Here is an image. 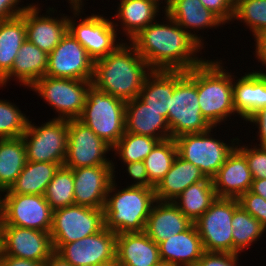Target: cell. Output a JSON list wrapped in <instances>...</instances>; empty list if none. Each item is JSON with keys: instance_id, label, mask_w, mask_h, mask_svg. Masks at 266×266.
Instances as JSON below:
<instances>
[{"instance_id": "1", "label": "cell", "mask_w": 266, "mask_h": 266, "mask_svg": "<svg viewBox=\"0 0 266 266\" xmlns=\"http://www.w3.org/2000/svg\"><path fill=\"white\" fill-rule=\"evenodd\" d=\"M163 14V23L156 20L129 42L152 70L189 71L201 65L206 58H199L197 54L202 53L203 47L166 13Z\"/></svg>"}, {"instance_id": "2", "label": "cell", "mask_w": 266, "mask_h": 266, "mask_svg": "<svg viewBox=\"0 0 266 266\" xmlns=\"http://www.w3.org/2000/svg\"><path fill=\"white\" fill-rule=\"evenodd\" d=\"M128 41L115 51L94 61L92 85L124 101L139 97L147 75V62Z\"/></svg>"}, {"instance_id": "3", "label": "cell", "mask_w": 266, "mask_h": 266, "mask_svg": "<svg viewBox=\"0 0 266 266\" xmlns=\"http://www.w3.org/2000/svg\"><path fill=\"white\" fill-rule=\"evenodd\" d=\"M112 181L104 207L105 228L116 234L143 232L156 201L155 188L126 186L117 189Z\"/></svg>"}, {"instance_id": "4", "label": "cell", "mask_w": 266, "mask_h": 266, "mask_svg": "<svg viewBox=\"0 0 266 266\" xmlns=\"http://www.w3.org/2000/svg\"><path fill=\"white\" fill-rule=\"evenodd\" d=\"M223 65V66H222ZM222 60H205L197 66V93L203 117L217 128L237 115L233 107V74ZM227 71V72H226Z\"/></svg>"}, {"instance_id": "5", "label": "cell", "mask_w": 266, "mask_h": 266, "mask_svg": "<svg viewBox=\"0 0 266 266\" xmlns=\"http://www.w3.org/2000/svg\"><path fill=\"white\" fill-rule=\"evenodd\" d=\"M126 101L91 85L79 121L113 147L125 133Z\"/></svg>"}, {"instance_id": "6", "label": "cell", "mask_w": 266, "mask_h": 266, "mask_svg": "<svg viewBox=\"0 0 266 266\" xmlns=\"http://www.w3.org/2000/svg\"><path fill=\"white\" fill-rule=\"evenodd\" d=\"M170 138L183 134L203 133L213 127L203 117L197 93V66L186 71L176 84L168 109Z\"/></svg>"}, {"instance_id": "7", "label": "cell", "mask_w": 266, "mask_h": 266, "mask_svg": "<svg viewBox=\"0 0 266 266\" xmlns=\"http://www.w3.org/2000/svg\"><path fill=\"white\" fill-rule=\"evenodd\" d=\"M213 127L207 132L183 134L174 138L177 155L197 166L206 178L212 179L228 156L236 148L238 137L229 140L231 143L213 136ZM236 143V144H235Z\"/></svg>"}, {"instance_id": "8", "label": "cell", "mask_w": 266, "mask_h": 266, "mask_svg": "<svg viewBox=\"0 0 266 266\" xmlns=\"http://www.w3.org/2000/svg\"><path fill=\"white\" fill-rule=\"evenodd\" d=\"M69 5L73 16H68V31L94 61L107 56L123 43V39L119 42L120 39L117 37L119 30L114 27L111 18L95 13L84 18L80 16L81 13L83 14L82 6L72 3ZM76 17L80 18L79 23Z\"/></svg>"}, {"instance_id": "9", "label": "cell", "mask_w": 266, "mask_h": 266, "mask_svg": "<svg viewBox=\"0 0 266 266\" xmlns=\"http://www.w3.org/2000/svg\"><path fill=\"white\" fill-rule=\"evenodd\" d=\"M92 81L44 76L30 89L57 111L55 119L75 120L81 116Z\"/></svg>"}, {"instance_id": "10", "label": "cell", "mask_w": 266, "mask_h": 266, "mask_svg": "<svg viewBox=\"0 0 266 266\" xmlns=\"http://www.w3.org/2000/svg\"><path fill=\"white\" fill-rule=\"evenodd\" d=\"M27 161L64 165L67 153L68 120L52 118L42 125L28 121L22 135Z\"/></svg>"}, {"instance_id": "11", "label": "cell", "mask_w": 266, "mask_h": 266, "mask_svg": "<svg viewBox=\"0 0 266 266\" xmlns=\"http://www.w3.org/2000/svg\"><path fill=\"white\" fill-rule=\"evenodd\" d=\"M239 206L234 198H219L194 222L204 251L233 253L232 217Z\"/></svg>"}, {"instance_id": "12", "label": "cell", "mask_w": 266, "mask_h": 266, "mask_svg": "<svg viewBox=\"0 0 266 266\" xmlns=\"http://www.w3.org/2000/svg\"><path fill=\"white\" fill-rule=\"evenodd\" d=\"M105 227L104 208L70 205L53 211L52 244H66L91 236Z\"/></svg>"}, {"instance_id": "13", "label": "cell", "mask_w": 266, "mask_h": 266, "mask_svg": "<svg viewBox=\"0 0 266 266\" xmlns=\"http://www.w3.org/2000/svg\"><path fill=\"white\" fill-rule=\"evenodd\" d=\"M2 194L0 225L51 232L53 210L44 195Z\"/></svg>"}, {"instance_id": "14", "label": "cell", "mask_w": 266, "mask_h": 266, "mask_svg": "<svg viewBox=\"0 0 266 266\" xmlns=\"http://www.w3.org/2000/svg\"><path fill=\"white\" fill-rule=\"evenodd\" d=\"M112 147L78 119L68 120L67 153L64 166L76 169L88 166L113 165L106 158Z\"/></svg>"}, {"instance_id": "15", "label": "cell", "mask_w": 266, "mask_h": 266, "mask_svg": "<svg viewBox=\"0 0 266 266\" xmlns=\"http://www.w3.org/2000/svg\"><path fill=\"white\" fill-rule=\"evenodd\" d=\"M54 252L50 233L0 225V256L45 262Z\"/></svg>"}, {"instance_id": "16", "label": "cell", "mask_w": 266, "mask_h": 266, "mask_svg": "<svg viewBox=\"0 0 266 266\" xmlns=\"http://www.w3.org/2000/svg\"><path fill=\"white\" fill-rule=\"evenodd\" d=\"M117 234L107 228L80 240L53 244L54 251L72 266H97L116 260Z\"/></svg>"}, {"instance_id": "17", "label": "cell", "mask_w": 266, "mask_h": 266, "mask_svg": "<svg viewBox=\"0 0 266 266\" xmlns=\"http://www.w3.org/2000/svg\"><path fill=\"white\" fill-rule=\"evenodd\" d=\"M94 60L69 31L48 56L46 76L92 81Z\"/></svg>"}, {"instance_id": "18", "label": "cell", "mask_w": 266, "mask_h": 266, "mask_svg": "<svg viewBox=\"0 0 266 266\" xmlns=\"http://www.w3.org/2000/svg\"><path fill=\"white\" fill-rule=\"evenodd\" d=\"M31 4L29 3L21 14L25 20L26 39L45 53L50 54L68 31V16L60 14L61 17H54L56 8L53 7H48L44 16L43 13L39 14L41 12L40 5Z\"/></svg>"}, {"instance_id": "19", "label": "cell", "mask_w": 266, "mask_h": 266, "mask_svg": "<svg viewBox=\"0 0 266 266\" xmlns=\"http://www.w3.org/2000/svg\"><path fill=\"white\" fill-rule=\"evenodd\" d=\"M88 166L72 169L76 205L104 208L109 187L114 180V165Z\"/></svg>"}, {"instance_id": "20", "label": "cell", "mask_w": 266, "mask_h": 266, "mask_svg": "<svg viewBox=\"0 0 266 266\" xmlns=\"http://www.w3.org/2000/svg\"><path fill=\"white\" fill-rule=\"evenodd\" d=\"M219 198L238 199L251 189L253 178L245 156L235 148L212 178Z\"/></svg>"}, {"instance_id": "21", "label": "cell", "mask_w": 266, "mask_h": 266, "mask_svg": "<svg viewBox=\"0 0 266 266\" xmlns=\"http://www.w3.org/2000/svg\"><path fill=\"white\" fill-rule=\"evenodd\" d=\"M116 261L119 266H158L159 246L144 231L117 234Z\"/></svg>"}, {"instance_id": "22", "label": "cell", "mask_w": 266, "mask_h": 266, "mask_svg": "<svg viewBox=\"0 0 266 266\" xmlns=\"http://www.w3.org/2000/svg\"><path fill=\"white\" fill-rule=\"evenodd\" d=\"M186 75V71L152 70L146 77L139 99L149 108L159 112L168 123V109L176 84Z\"/></svg>"}, {"instance_id": "23", "label": "cell", "mask_w": 266, "mask_h": 266, "mask_svg": "<svg viewBox=\"0 0 266 266\" xmlns=\"http://www.w3.org/2000/svg\"><path fill=\"white\" fill-rule=\"evenodd\" d=\"M165 13L187 31L203 48H205L203 36L201 34L199 36L195 31L198 32L206 28L208 31V29H216V27L225 25L217 15L206 9L200 0H173L172 5Z\"/></svg>"}, {"instance_id": "24", "label": "cell", "mask_w": 266, "mask_h": 266, "mask_svg": "<svg viewBox=\"0 0 266 266\" xmlns=\"http://www.w3.org/2000/svg\"><path fill=\"white\" fill-rule=\"evenodd\" d=\"M233 107L245 122L266 107V74L245 72L240 78L233 75Z\"/></svg>"}, {"instance_id": "25", "label": "cell", "mask_w": 266, "mask_h": 266, "mask_svg": "<svg viewBox=\"0 0 266 266\" xmlns=\"http://www.w3.org/2000/svg\"><path fill=\"white\" fill-rule=\"evenodd\" d=\"M193 222L172 201L156 200L144 232L156 243L187 230Z\"/></svg>"}, {"instance_id": "26", "label": "cell", "mask_w": 266, "mask_h": 266, "mask_svg": "<svg viewBox=\"0 0 266 266\" xmlns=\"http://www.w3.org/2000/svg\"><path fill=\"white\" fill-rule=\"evenodd\" d=\"M158 246L162 263L176 266H195L205 252L194 223L187 230L160 242Z\"/></svg>"}, {"instance_id": "27", "label": "cell", "mask_w": 266, "mask_h": 266, "mask_svg": "<svg viewBox=\"0 0 266 266\" xmlns=\"http://www.w3.org/2000/svg\"><path fill=\"white\" fill-rule=\"evenodd\" d=\"M125 132L146 135L163 141L170 138L167 120L138 97L126 101Z\"/></svg>"}, {"instance_id": "28", "label": "cell", "mask_w": 266, "mask_h": 266, "mask_svg": "<svg viewBox=\"0 0 266 266\" xmlns=\"http://www.w3.org/2000/svg\"><path fill=\"white\" fill-rule=\"evenodd\" d=\"M49 54L42 51L27 39L20 47L14 59L11 71L0 81V87H6L11 78L17 80L24 87H31L36 81L44 77L48 67Z\"/></svg>"}, {"instance_id": "29", "label": "cell", "mask_w": 266, "mask_h": 266, "mask_svg": "<svg viewBox=\"0 0 266 266\" xmlns=\"http://www.w3.org/2000/svg\"><path fill=\"white\" fill-rule=\"evenodd\" d=\"M119 1L118 10H116L114 18H116L117 21L120 20V25H118L115 20H113V25L115 28H118V26L122 28L123 35H126V41L128 40V42L142 29L156 20H159L156 19V17L161 14L160 8L149 0Z\"/></svg>"}, {"instance_id": "30", "label": "cell", "mask_w": 266, "mask_h": 266, "mask_svg": "<svg viewBox=\"0 0 266 266\" xmlns=\"http://www.w3.org/2000/svg\"><path fill=\"white\" fill-rule=\"evenodd\" d=\"M205 179L197 166L177 155L170 170L155 187V198L158 201H173L191 184Z\"/></svg>"}, {"instance_id": "31", "label": "cell", "mask_w": 266, "mask_h": 266, "mask_svg": "<svg viewBox=\"0 0 266 266\" xmlns=\"http://www.w3.org/2000/svg\"><path fill=\"white\" fill-rule=\"evenodd\" d=\"M60 166L59 163L27 161L14 184L3 193L44 195Z\"/></svg>"}, {"instance_id": "32", "label": "cell", "mask_w": 266, "mask_h": 266, "mask_svg": "<svg viewBox=\"0 0 266 266\" xmlns=\"http://www.w3.org/2000/svg\"><path fill=\"white\" fill-rule=\"evenodd\" d=\"M25 40L26 25L22 15L0 21V81L11 71Z\"/></svg>"}, {"instance_id": "33", "label": "cell", "mask_w": 266, "mask_h": 266, "mask_svg": "<svg viewBox=\"0 0 266 266\" xmlns=\"http://www.w3.org/2000/svg\"><path fill=\"white\" fill-rule=\"evenodd\" d=\"M216 198L213 181L206 178L191 184L172 202L194 223L209 209Z\"/></svg>"}, {"instance_id": "34", "label": "cell", "mask_w": 266, "mask_h": 266, "mask_svg": "<svg viewBox=\"0 0 266 266\" xmlns=\"http://www.w3.org/2000/svg\"><path fill=\"white\" fill-rule=\"evenodd\" d=\"M27 162L22 137L0 139V192L9 190Z\"/></svg>"}, {"instance_id": "35", "label": "cell", "mask_w": 266, "mask_h": 266, "mask_svg": "<svg viewBox=\"0 0 266 266\" xmlns=\"http://www.w3.org/2000/svg\"><path fill=\"white\" fill-rule=\"evenodd\" d=\"M233 227V254H241L253 243H257L263 236L266 229L261 223L251 216L240 205L234 210L232 223Z\"/></svg>"}, {"instance_id": "36", "label": "cell", "mask_w": 266, "mask_h": 266, "mask_svg": "<svg viewBox=\"0 0 266 266\" xmlns=\"http://www.w3.org/2000/svg\"><path fill=\"white\" fill-rule=\"evenodd\" d=\"M177 156V146L173 138L159 141L143 160L149 182L156 187L170 170Z\"/></svg>"}, {"instance_id": "37", "label": "cell", "mask_w": 266, "mask_h": 266, "mask_svg": "<svg viewBox=\"0 0 266 266\" xmlns=\"http://www.w3.org/2000/svg\"><path fill=\"white\" fill-rule=\"evenodd\" d=\"M44 197L53 211L75 204L74 177L71 168L64 165L59 167L47 185Z\"/></svg>"}, {"instance_id": "38", "label": "cell", "mask_w": 266, "mask_h": 266, "mask_svg": "<svg viewBox=\"0 0 266 266\" xmlns=\"http://www.w3.org/2000/svg\"><path fill=\"white\" fill-rule=\"evenodd\" d=\"M158 142V139L150 136L125 132L112 147V152L114 151V155H117L123 164L143 161Z\"/></svg>"}, {"instance_id": "39", "label": "cell", "mask_w": 266, "mask_h": 266, "mask_svg": "<svg viewBox=\"0 0 266 266\" xmlns=\"http://www.w3.org/2000/svg\"><path fill=\"white\" fill-rule=\"evenodd\" d=\"M243 22L253 37L266 30V0H241L234 6L232 22Z\"/></svg>"}, {"instance_id": "40", "label": "cell", "mask_w": 266, "mask_h": 266, "mask_svg": "<svg viewBox=\"0 0 266 266\" xmlns=\"http://www.w3.org/2000/svg\"><path fill=\"white\" fill-rule=\"evenodd\" d=\"M28 118L19 106L0 99V139L22 137L28 125Z\"/></svg>"}, {"instance_id": "41", "label": "cell", "mask_w": 266, "mask_h": 266, "mask_svg": "<svg viewBox=\"0 0 266 266\" xmlns=\"http://www.w3.org/2000/svg\"><path fill=\"white\" fill-rule=\"evenodd\" d=\"M240 141L239 138L236 148L245 156L252 178L266 179V147L251 145L250 148L246 144L240 146Z\"/></svg>"}, {"instance_id": "42", "label": "cell", "mask_w": 266, "mask_h": 266, "mask_svg": "<svg viewBox=\"0 0 266 266\" xmlns=\"http://www.w3.org/2000/svg\"><path fill=\"white\" fill-rule=\"evenodd\" d=\"M237 200L239 205L256 218L266 229V199L249 190L243 193Z\"/></svg>"}, {"instance_id": "43", "label": "cell", "mask_w": 266, "mask_h": 266, "mask_svg": "<svg viewBox=\"0 0 266 266\" xmlns=\"http://www.w3.org/2000/svg\"><path fill=\"white\" fill-rule=\"evenodd\" d=\"M239 254L204 252L195 266H237ZM240 266V265H239Z\"/></svg>"}, {"instance_id": "44", "label": "cell", "mask_w": 266, "mask_h": 266, "mask_svg": "<svg viewBox=\"0 0 266 266\" xmlns=\"http://www.w3.org/2000/svg\"><path fill=\"white\" fill-rule=\"evenodd\" d=\"M124 165L126 167V173H128L129 178H132V182H134L128 186L155 188L149 182L148 173L143 161L125 163Z\"/></svg>"}, {"instance_id": "45", "label": "cell", "mask_w": 266, "mask_h": 266, "mask_svg": "<svg viewBox=\"0 0 266 266\" xmlns=\"http://www.w3.org/2000/svg\"><path fill=\"white\" fill-rule=\"evenodd\" d=\"M206 9L212 11L225 24L230 23L234 15V6L229 0H200Z\"/></svg>"}, {"instance_id": "46", "label": "cell", "mask_w": 266, "mask_h": 266, "mask_svg": "<svg viewBox=\"0 0 266 266\" xmlns=\"http://www.w3.org/2000/svg\"><path fill=\"white\" fill-rule=\"evenodd\" d=\"M247 123H253L252 125L258 128V134L256 135L259 144H255L260 147H266V107L255 112L247 121Z\"/></svg>"}, {"instance_id": "47", "label": "cell", "mask_w": 266, "mask_h": 266, "mask_svg": "<svg viewBox=\"0 0 266 266\" xmlns=\"http://www.w3.org/2000/svg\"><path fill=\"white\" fill-rule=\"evenodd\" d=\"M20 2L21 0H0V21L21 15L29 4L22 6Z\"/></svg>"}, {"instance_id": "48", "label": "cell", "mask_w": 266, "mask_h": 266, "mask_svg": "<svg viewBox=\"0 0 266 266\" xmlns=\"http://www.w3.org/2000/svg\"><path fill=\"white\" fill-rule=\"evenodd\" d=\"M255 41V57L258 59V62H261L263 66L266 67V35L264 33H259L254 36ZM266 69V68H265ZM253 72L259 73V74H266L265 71H256L252 70Z\"/></svg>"}, {"instance_id": "49", "label": "cell", "mask_w": 266, "mask_h": 266, "mask_svg": "<svg viewBox=\"0 0 266 266\" xmlns=\"http://www.w3.org/2000/svg\"><path fill=\"white\" fill-rule=\"evenodd\" d=\"M3 266H44V262L20 259L12 256H0Z\"/></svg>"}, {"instance_id": "50", "label": "cell", "mask_w": 266, "mask_h": 266, "mask_svg": "<svg viewBox=\"0 0 266 266\" xmlns=\"http://www.w3.org/2000/svg\"><path fill=\"white\" fill-rule=\"evenodd\" d=\"M250 191L266 199V179H253Z\"/></svg>"}, {"instance_id": "51", "label": "cell", "mask_w": 266, "mask_h": 266, "mask_svg": "<svg viewBox=\"0 0 266 266\" xmlns=\"http://www.w3.org/2000/svg\"><path fill=\"white\" fill-rule=\"evenodd\" d=\"M44 266H72L65 261L61 256L54 252L45 262Z\"/></svg>"}, {"instance_id": "52", "label": "cell", "mask_w": 266, "mask_h": 266, "mask_svg": "<svg viewBox=\"0 0 266 266\" xmlns=\"http://www.w3.org/2000/svg\"><path fill=\"white\" fill-rule=\"evenodd\" d=\"M149 1L153 2L158 8H160V10L164 9V10H162V12H164V13L170 8V6L172 5V2H173V0H164V2H163V0H149ZM160 2L162 4L165 3L164 4L165 6L163 5L162 9L160 7V4H161Z\"/></svg>"}, {"instance_id": "53", "label": "cell", "mask_w": 266, "mask_h": 266, "mask_svg": "<svg viewBox=\"0 0 266 266\" xmlns=\"http://www.w3.org/2000/svg\"><path fill=\"white\" fill-rule=\"evenodd\" d=\"M97 266H119L116 260L109 261L107 263L99 264Z\"/></svg>"}, {"instance_id": "54", "label": "cell", "mask_w": 266, "mask_h": 266, "mask_svg": "<svg viewBox=\"0 0 266 266\" xmlns=\"http://www.w3.org/2000/svg\"><path fill=\"white\" fill-rule=\"evenodd\" d=\"M230 1V3L233 5V6H235L239 1H241V0H229Z\"/></svg>"}, {"instance_id": "55", "label": "cell", "mask_w": 266, "mask_h": 266, "mask_svg": "<svg viewBox=\"0 0 266 266\" xmlns=\"http://www.w3.org/2000/svg\"><path fill=\"white\" fill-rule=\"evenodd\" d=\"M79 0H67L68 3L77 4Z\"/></svg>"}, {"instance_id": "56", "label": "cell", "mask_w": 266, "mask_h": 266, "mask_svg": "<svg viewBox=\"0 0 266 266\" xmlns=\"http://www.w3.org/2000/svg\"><path fill=\"white\" fill-rule=\"evenodd\" d=\"M158 266H176V265H171V264H168V263H161L160 265Z\"/></svg>"}, {"instance_id": "57", "label": "cell", "mask_w": 266, "mask_h": 266, "mask_svg": "<svg viewBox=\"0 0 266 266\" xmlns=\"http://www.w3.org/2000/svg\"><path fill=\"white\" fill-rule=\"evenodd\" d=\"M84 1L83 0H79L77 4L83 7L84 6Z\"/></svg>"}, {"instance_id": "58", "label": "cell", "mask_w": 266, "mask_h": 266, "mask_svg": "<svg viewBox=\"0 0 266 266\" xmlns=\"http://www.w3.org/2000/svg\"><path fill=\"white\" fill-rule=\"evenodd\" d=\"M0 196H2V193H0ZM0 217H1V197H0Z\"/></svg>"}]
</instances>
